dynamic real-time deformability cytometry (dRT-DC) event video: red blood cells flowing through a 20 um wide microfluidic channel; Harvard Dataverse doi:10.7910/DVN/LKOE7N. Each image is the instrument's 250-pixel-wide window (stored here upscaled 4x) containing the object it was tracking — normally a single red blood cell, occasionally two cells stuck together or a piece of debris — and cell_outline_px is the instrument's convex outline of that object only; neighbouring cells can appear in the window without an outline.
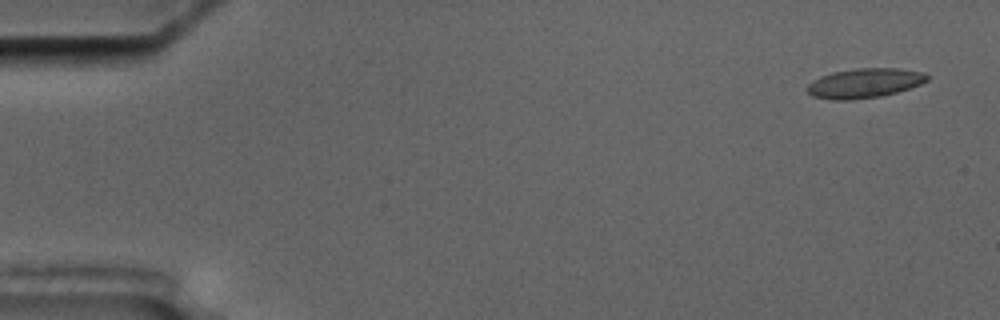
{"species": "common noctule bat (a hibernating species)", "species_latin": "Nyctalus noctula", "temperature_condition": "cold", "stored_images_in_passage": 4, "camera_frame_rate_fps": 3000, "um_per_image_px": 0.085, "animal": {"sex": "male", "body_mass_g": 17.5, "forearm_length_mm": 52.3}, "frame": {"image": 1, "passage_image": 1, "time_ms": 0.0, "image_size_px": [1000, 320], "cell_outline_px": [[928, 80], [920, 84], [896, 92], [880, 96], [848, 100], [832, 100], [812, 96], [804, 88], [812, 80], [820, 76], [832, 72], [856, 68], [900, 68], [924, 72], [928, 76]], "centroid_in_image_um": [73.44, 7.06], "position_along_channel_um": 11.6, "area_um2": 20.75}}